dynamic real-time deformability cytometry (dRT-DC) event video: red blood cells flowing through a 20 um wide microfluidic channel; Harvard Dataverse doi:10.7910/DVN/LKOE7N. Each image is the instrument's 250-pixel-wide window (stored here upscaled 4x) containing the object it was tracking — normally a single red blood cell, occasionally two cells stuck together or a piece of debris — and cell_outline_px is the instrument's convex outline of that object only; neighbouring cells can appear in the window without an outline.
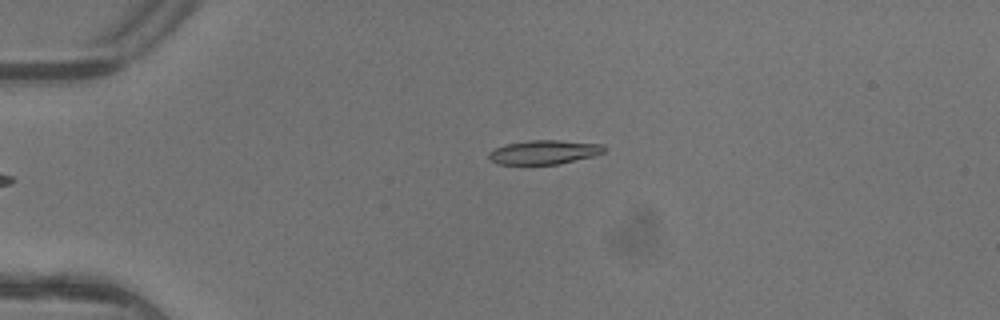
{"species": "common noctule bat (a hibernating species)", "species_latin": "Nyctalus noctula", "temperature_condition": "warm", "stored_images_in_passage": 6, "camera_frame_rate_fps": 3000, "um_per_image_px": 0.085, "animal": {"sex": "female"}, "frame": {"image": 1, "passage_image": 6, "time_ms": 1.667, "image_size_px": [1000, 320], "cell_outline_px": [[604, 152], [596, 156], [556, 164], [496, 164], [488, 156], [488, 152], [504, 144], [528, 140], [560, 140], [604, 144]], "centroid_in_image_um": [46.26, 12.92], "position_along_channel_um": 38.7, "area_um2": 16.24}}